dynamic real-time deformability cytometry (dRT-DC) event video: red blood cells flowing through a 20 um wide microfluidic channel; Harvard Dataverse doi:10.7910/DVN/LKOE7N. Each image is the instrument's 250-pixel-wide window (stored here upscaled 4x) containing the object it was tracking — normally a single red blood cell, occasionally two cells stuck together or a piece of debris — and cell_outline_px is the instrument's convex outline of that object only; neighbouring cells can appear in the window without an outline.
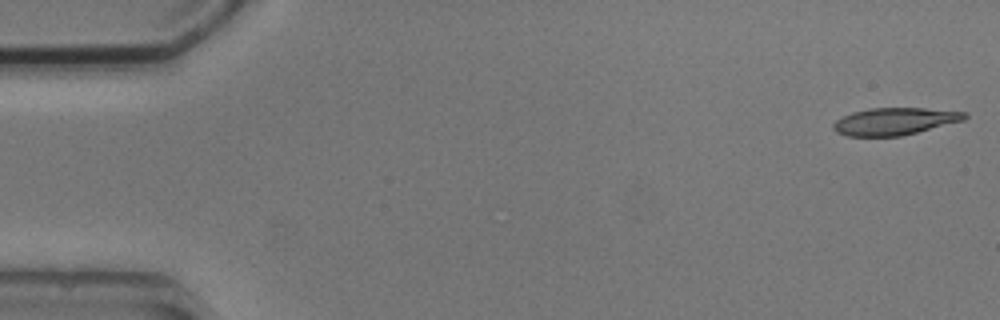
{"species": "common noctule bat (a hibernating species)", "species_latin": "Nyctalus noctula", "temperature_condition": "cold", "stored_images_in_passage": 5, "camera_frame_rate_fps": 3000, "um_per_image_px": 0.085, "animal": {"sex": "male", "body_mass_g": 20.5, "forearm_length_mm": 52.5}, "frame": {"image": 1, "passage_image": 1, "time_ms": 0.0, "image_size_px": [1000, 320], "cell_outline_px": [[968, 116], [964, 120], [900, 136], [848, 136], [836, 132], [832, 128], [832, 124], [836, 120], [852, 112], [868, 108], [924, 108], [968, 112]], "centroid_in_image_um": [76.03, 10.3], "position_along_channel_um": 9.0, "area_um2": 20.75}}
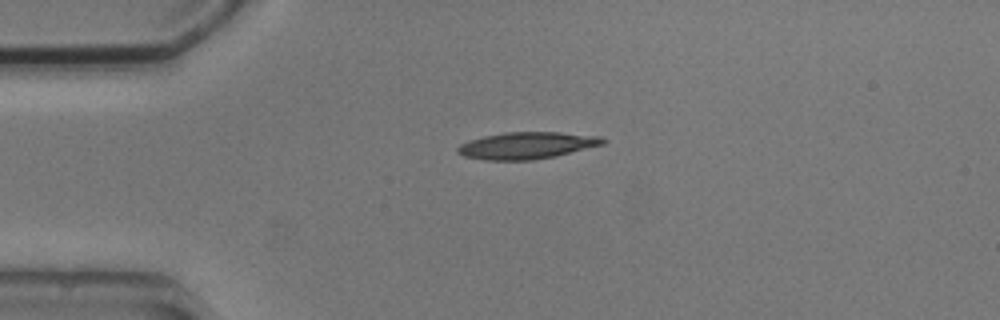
{"frame": {"image": 2, "passage_image": 4, "time_ms": 3.667, "image_size_px": [1000, 320], "cell_outline_px": [[608, 140], [604, 144], [556, 156], [532, 160], [484, 160], [464, 156], [456, 152], [456, 148], [460, 144], [468, 140], [484, 136], [504, 132], [560, 132], [600, 136]], "centroid_in_image_um": [44.77, 12.36], "position_along_channel_um": 40.2, "area_um2": 22.89}}